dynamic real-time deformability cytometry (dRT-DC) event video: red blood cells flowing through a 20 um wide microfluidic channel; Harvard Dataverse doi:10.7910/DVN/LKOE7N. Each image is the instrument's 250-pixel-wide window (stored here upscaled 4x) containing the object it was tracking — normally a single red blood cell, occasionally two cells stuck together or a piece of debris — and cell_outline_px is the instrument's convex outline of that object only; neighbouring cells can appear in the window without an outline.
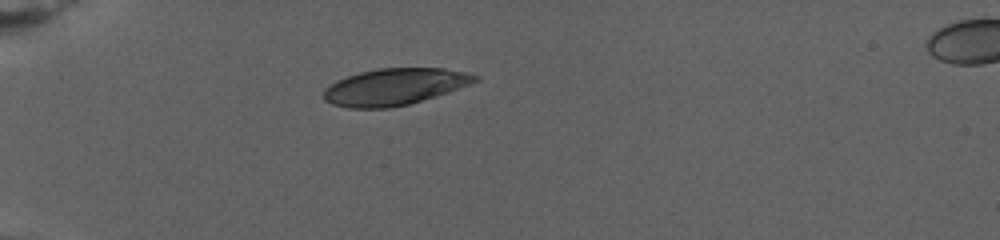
{"species": "human", "species_latin": "Homo sapiens", "temperature_condition": "warm", "stored_images_in_passage": 8, "camera_frame_rate_fps": 3000, "um_per_image_px": 0.085, "donor": {"sex": "female"}, "frame": {"image": 1, "passage_image": 1, "time_ms": 0.0, "image_size_px": [1000, 240], "cell_outline_px": [[480, 80], [472, 84], [448, 92], [408, 104], [392, 108], [348, 108], [332, 104], [324, 100], [324, 88], [336, 80], [360, 72], [380, 68], [444, 68], [464, 72], [480, 76]], "centroid_in_image_um": [33.54, 7.37], "position_along_channel_um": 51.5, "area_um2": 32.37}}
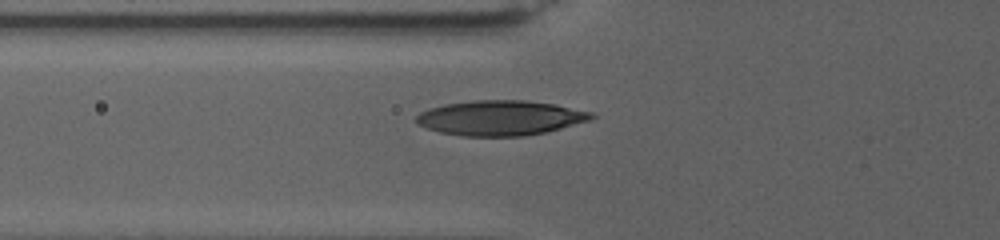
{"frame": {"image": 2, "passage_image": 5, "time_ms": 2.333, "image_size_px": [1000, 240], "cell_outline_px": [[596, 116], [592, 120], [548, 132], [524, 136], [464, 136], [440, 132], [416, 124], [416, 116], [420, 112], [428, 108], [444, 104], [472, 100], [524, 100], [556, 104], [592, 112]], "centroid_in_image_um": [42.56, 10.02], "position_along_channel_um": 83.2, "area_um2": 36.01}}